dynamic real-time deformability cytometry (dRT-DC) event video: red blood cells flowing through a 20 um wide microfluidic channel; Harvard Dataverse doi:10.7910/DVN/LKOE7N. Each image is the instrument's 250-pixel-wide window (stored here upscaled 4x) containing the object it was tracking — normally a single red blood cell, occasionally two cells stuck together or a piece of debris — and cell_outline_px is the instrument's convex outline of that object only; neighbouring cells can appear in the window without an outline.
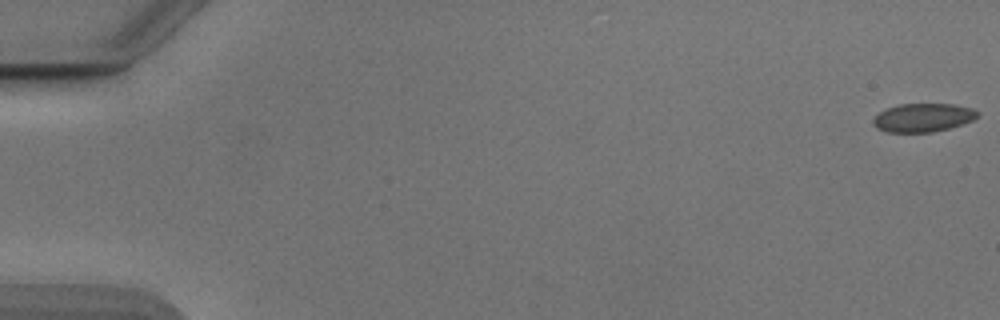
{"species": "Egyptian fruit bat (a non-hibernating species)", "species_latin": "Rousettus aegyptiacus", "temperature_condition": "cold", "stored_images_in_passage": 9, "camera_frame_rate_fps": 3000, "um_per_image_px": 0.085, "animal": {"sex": "male"}, "frame": {"image": 1, "passage_image": 1, "time_ms": 0.0, "image_size_px": [1000, 320], "cell_outline_px": [[980, 116], [964, 124], [932, 132], [888, 132], [876, 128], [872, 124], [872, 120], [880, 112], [888, 108], [900, 104], [956, 104], [972, 108], [980, 112]], "centroid_in_image_um": [78.49, 9.99], "position_along_channel_um": 6.5, "area_um2": 17.4}}